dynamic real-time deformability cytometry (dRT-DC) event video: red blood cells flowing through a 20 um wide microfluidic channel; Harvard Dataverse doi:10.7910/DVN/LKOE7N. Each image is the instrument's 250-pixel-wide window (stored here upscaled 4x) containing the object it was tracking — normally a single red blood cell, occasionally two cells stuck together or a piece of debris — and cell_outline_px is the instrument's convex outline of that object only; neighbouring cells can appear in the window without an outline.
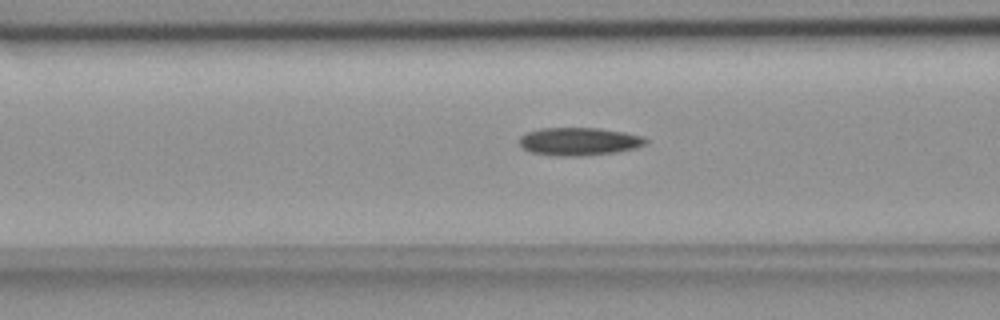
{"species": "common noctule bat (a hibernating species)", "species_latin": "Nyctalus noctula", "temperature_condition": "room temperature", "stored_images_in_passage": 42, "camera_frame_rate_fps": 3000, "um_per_image_px": 0.085, "animal": {"sex": "female", "body_mass_g": 18.4}, "frame": {"image": 1, "passage_image": 10, "time_ms": 3.0, "image_size_px": [1000, 320], "cell_outline_px": [[648, 144], [636, 148], [616, 152], [580, 156], [552, 156], [532, 152], [524, 148], [520, 144], [520, 136], [528, 132], [540, 128], [600, 128], [624, 132], [644, 136], [648, 140]], "centroid_in_image_um": [49.27, 12.02], "position_along_channel_um": 117.3, "area_um2": 20.69}}
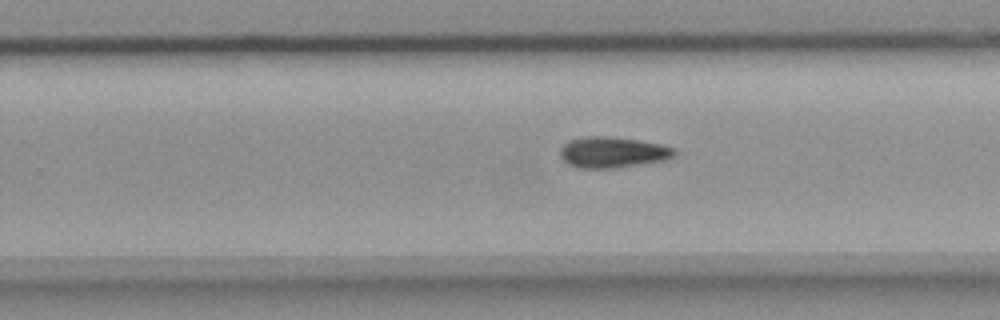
{"frame": {"image": 2, "passage_image": 23, "time_ms": 7.333, "image_size_px": [1000, 320], "cell_outline_px": [[676, 156], [664, 160], [616, 168], [580, 168], [568, 164], [560, 156], [560, 148], [568, 140], [588, 136], [608, 136], [636, 140], [660, 144], [676, 148]], "centroid_in_image_um": [52.07, 12.94], "position_along_channel_um": 277.7, "area_um2": 20.58}}
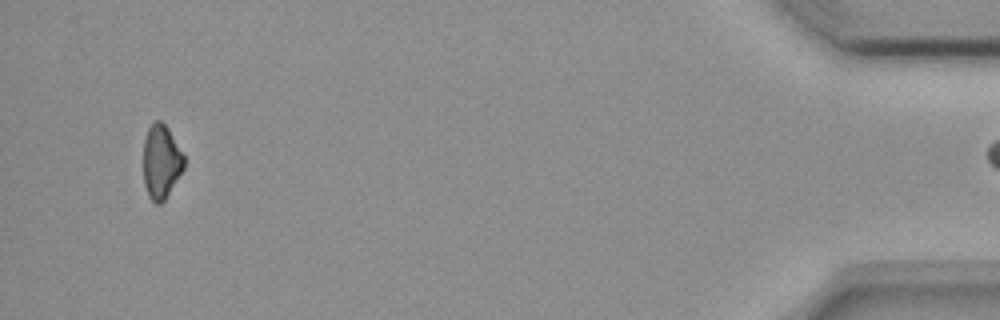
{"frame": {"image": 3, "passage_image": 41, "time_ms": 13.333, "image_size_px": [1000, 320], "cell_outline_px": [[184, 168], [164, 200], [160, 204], [156, 204], [148, 196], [144, 184], [144, 140], [148, 128], [156, 120], [160, 120], [168, 128], [184, 156]], "centroid_in_image_um": [13.69, 13.75], "position_along_channel_um": 421.5, "area_um2": 17.28}}